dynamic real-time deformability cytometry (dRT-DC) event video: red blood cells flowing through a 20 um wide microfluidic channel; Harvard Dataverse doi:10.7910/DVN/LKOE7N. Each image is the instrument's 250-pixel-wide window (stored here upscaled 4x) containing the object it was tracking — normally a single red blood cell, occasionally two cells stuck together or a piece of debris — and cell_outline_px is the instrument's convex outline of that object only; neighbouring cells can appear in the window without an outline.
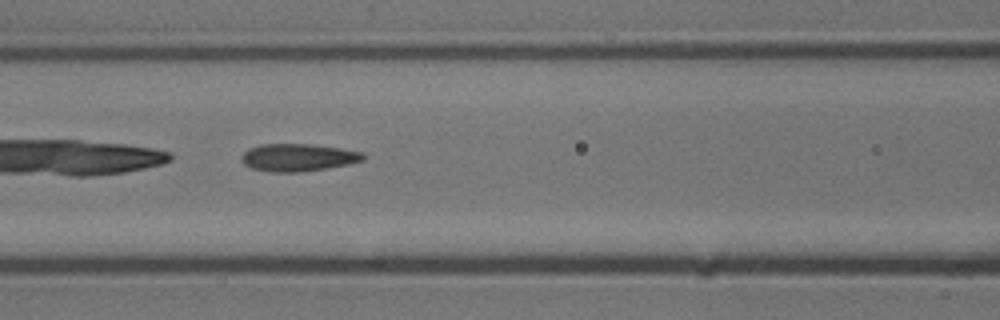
{"species": "common noctule bat (a hibernating species)", "species_latin": "Nyctalus noctula", "temperature_condition": "cold", "stored_images_in_passage": 33, "camera_frame_rate_fps": 3000, "um_per_image_px": 0.085, "animal": {"sex": "male", "body_mass_g": 13.3}, "frame": {"image": 1, "passage_image": 6, "time_ms": 1.667, "image_size_px": [1000, 320], "cell_outline_px": [[364, 160], [348, 164], [328, 168], [300, 172], [268, 172], [252, 168], [244, 164], [240, 160], [240, 156], [248, 148], [260, 144], [312, 144], [340, 148], [364, 152]], "centroid_in_image_um": [25.31, 13.38], "position_along_channel_um": 141.3, "area_um2": 19.71}}
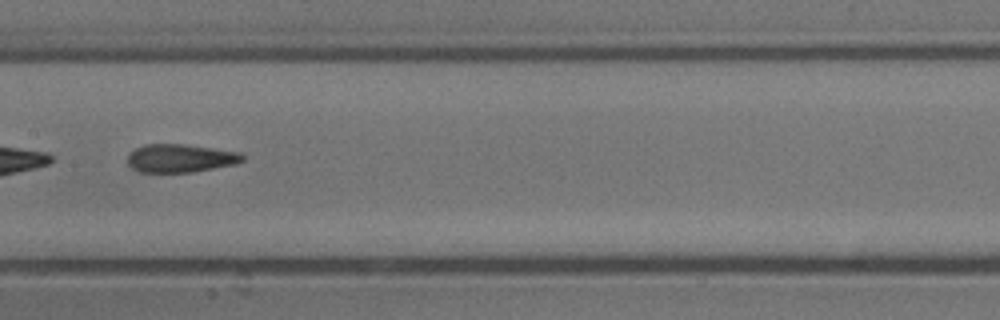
{"frame": {"image": 2, "passage_image": 10, "time_ms": 3.0, "image_size_px": [1000, 320], "cell_outline_px": [[244, 160], [236, 164], [192, 172], [140, 172], [132, 168], [128, 164], [128, 156], [136, 148], [144, 144], [184, 144], [240, 152], [244, 156]], "centroid_in_image_um": [15.34, 13.45], "position_along_channel_um": 192.1, "area_um2": 18.84}}
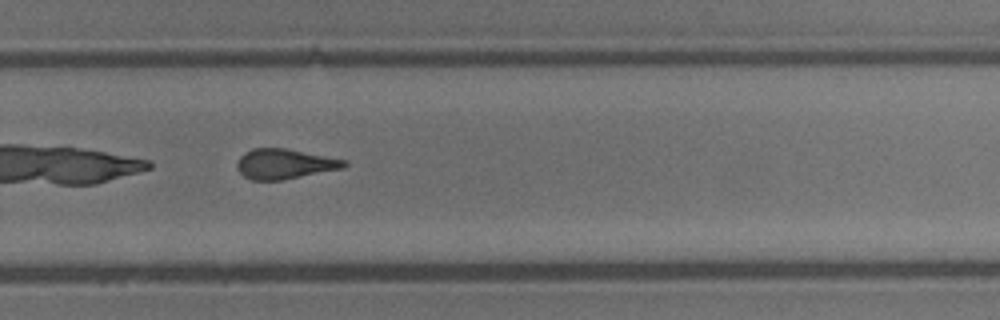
{"frame": {"image": 3, "passage_image": 19, "time_ms": 6.0, "image_size_px": [1000, 320], "cell_outline_px": [[348, 164], [344, 168], [284, 180], [252, 180], [244, 176], [236, 168], [236, 164], [240, 156], [244, 152], [252, 148], [284, 148], [348, 160]], "centroid_in_image_um": [24.2, 13.93], "position_along_channel_um": 305.6, "area_um2": 18.9}}